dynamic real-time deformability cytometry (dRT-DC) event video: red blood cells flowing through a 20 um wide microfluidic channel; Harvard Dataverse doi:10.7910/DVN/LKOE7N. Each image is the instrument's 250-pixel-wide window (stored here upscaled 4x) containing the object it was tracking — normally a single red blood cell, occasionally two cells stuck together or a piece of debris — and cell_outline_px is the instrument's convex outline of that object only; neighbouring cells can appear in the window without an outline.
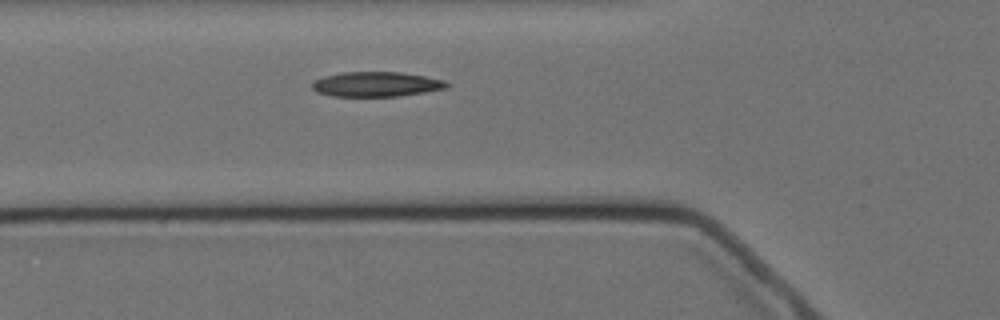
{"species": "Egyptian fruit bat (a non-hibernating species)", "species_latin": "Rousettus aegyptiacus", "temperature_condition": "cold", "stored_images_in_passage": 3, "camera_frame_rate_fps": 3000, "um_per_image_px": 0.085, "animal": {"sex": "female"}, "frame": {"image": 1, "passage_image": 3, "time_ms": 3.0, "image_size_px": [1000, 320], "cell_outline_px": [[448, 88], [400, 96], [332, 96], [316, 92], [312, 88], [312, 84], [316, 80], [324, 76], [344, 72], [400, 72], [424, 76], [444, 80], [448, 84]], "centroid_in_image_um": [31.98, 7.16], "position_along_channel_um": 93.8, "area_um2": 19.36}}